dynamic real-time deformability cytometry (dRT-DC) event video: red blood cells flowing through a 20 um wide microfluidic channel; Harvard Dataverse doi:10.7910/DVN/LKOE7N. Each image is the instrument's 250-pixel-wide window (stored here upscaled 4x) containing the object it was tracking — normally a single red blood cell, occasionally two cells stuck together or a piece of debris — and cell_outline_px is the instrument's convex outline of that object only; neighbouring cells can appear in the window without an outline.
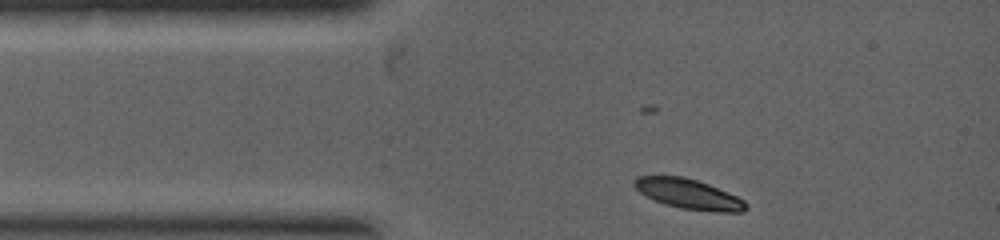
{"species": "common noctule bat (a hibernating species)", "species_latin": "Nyctalus noctula", "temperature_condition": "warm", "stored_images_in_passage": 6, "camera_frame_rate_fps": 5000, "um_per_image_px": 0.085, "animal": {"sex": "female", "body_mass_g": 19.0, "forearm_length_mm": 53.3}, "frame": {"image": 1, "passage_image": 1, "time_ms": 0.0, "image_size_px": [1000, 240], "cell_outline_px": [[748, 208], [744, 212], [716, 212], [680, 208], [664, 204], [640, 192], [632, 184], [632, 180], [636, 176], [684, 176], [708, 184], [736, 196], [744, 200], [748, 204]], "centroid_in_image_um": [58.54, 16.49], "position_along_channel_um": 26.5, "area_um2": 19.48}}
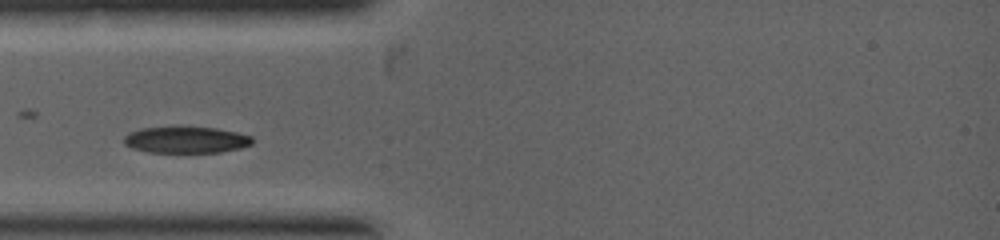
{"frame": {"image": 2, "passage_image": 3, "time_ms": 1.0, "image_size_px": [1000, 240], "cell_outline_px": [[252, 144], [240, 148], [220, 152], [148, 152], [132, 148], [124, 144], [124, 136], [128, 132], [140, 128], [176, 124], [184, 124], [216, 128], [236, 132], [252, 136]], "centroid_in_image_um": [15.76, 11.83], "position_along_channel_um": 69.2, "area_um2": 20.69}}
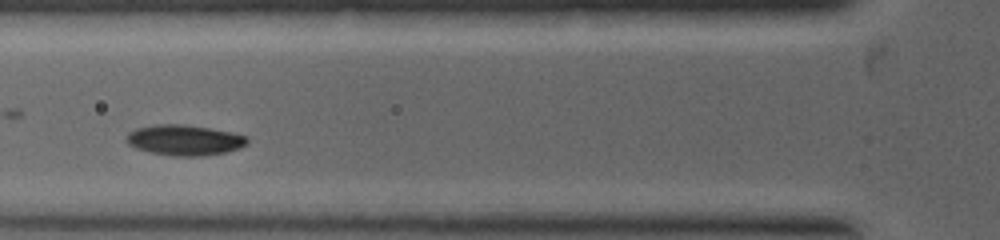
{"frame": {"image": 3, "passage_image": 5, "time_ms": 1.6, "image_size_px": [1000, 240], "cell_outline_px": [[248, 144], [240, 148], [228, 152], [200, 156], [172, 156], [152, 152], [136, 148], [128, 144], [128, 132], [136, 128], [156, 124], [184, 124], [232, 132], [244, 136], [248, 140]], "centroid_in_image_um": [15.7, 11.91], "position_along_channel_um": 110.1, "area_um2": 21.39}}